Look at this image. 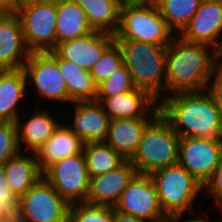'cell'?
<instances>
[{"label":"cell","instance_id":"cell-1","mask_svg":"<svg viewBox=\"0 0 222 222\" xmlns=\"http://www.w3.org/2000/svg\"><path fill=\"white\" fill-rule=\"evenodd\" d=\"M216 67L214 48L176 35L167 47L165 97L205 91Z\"/></svg>","mask_w":222,"mask_h":222},{"label":"cell","instance_id":"cell-2","mask_svg":"<svg viewBox=\"0 0 222 222\" xmlns=\"http://www.w3.org/2000/svg\"><path fill=\"white\" fill-rule=\"evenodd\" d=\"M159 107L180 138H222L220 113L206 91L173 94Z\"/></svg>","mask_w":222,"mask_h":222},{"label":"cell","instance_id":"cell-3","mask_svg":"<svg viewBox=\"0 0 222 222\" xmlns=\"http://www.w3.org/2000/svg\"><path fill=\"white\" fill-rule=\"evenodd\" d=\"M123 54V63L136 88L146 91L160 103L165 98V64L168 45L133 40H115Z\"/></svg>","mask_w":222,"mask_h":222},{"label":"cell","instance_id":"cell-4","mask_svg":"<svg viewBox=\"0 0 222 222\" xmlns=\"http://www.w3.org/2000/svg\"><path fill=\"white\" fill-rule=\"evenodd\" d=\"M180 136L161 113L146 127L136 153L129 160L139 174L150 175L178 164Z\"/></svg>","mask_w":222,"mask_h":222},{"label":"cell","instance_id":"cell-5","mask_svg":"<svg viewBox=\"0 0 222 222\" xmlns=\"http://www.w3.org/2000/svg\"><path fill=\"white\" fill-rule=\"evenodd\" d=\"M154 182L160 207L166 216L193 214V204L203 185L179 164L159 169L150 174Z\"/></svg>","mask_w":222,"mask_h":222},{"label":"cell","instance_id":"cell-6","mask_svg":"<svg viewBox=\"0 0 222 222\" xmlns=\"http://www.w3.org/2000/svg\"><path fill=\"white\" fill-rule=\"evenodd\" d=\"M176 35L162 18L159 8L122 3L115 40H133L169 45Z\"/></svg>","mask_w":222,"mask_h":222},{"label":"cell","instance_id":"cell-7","mask_svg":"<svg viewBox=\"0 0 222 222\" xmlns=\"http://www.w3.org/2000/svg\"><path fill=\"white\" fill-rule=\"evenodd\" d=\"M15 13L31 52H50L56 48L57 0L30 3Z\"/></svg>","mask_w":222,"mask_h":222},{"label":"cell","instance_id":"cell-8","mask_svg":"<svg viewBox=\"0 0 222 222\" xmlns=\"http://www.w3.org/2000/svg\"><path fill=\"white\" fill-rule=\"evenodd\" d=\"M70 205L42 177L18 199L19 222H68Z\"/></svg>","mask_w":222,"mask_h":222},{"label":"cell","instance_id":"cell-9","mask_svg":"<svg viewBox=\"0 0 222 222\" xmlns=\"http://www.w3.org/2000/svg\"><path fill=\"white\" fill-rule=\"evenodd\" d=\"M42 173L70 206L86 202L90 177L83 151L53 162Z\"/></svg>","mask_w":222,"mask_h":222},{"label":"cell","instance_id":"cell-10","mask_svg":"<svg viewBox=\"0 0 222 222\" xmlns=\"http://www.w3.org/2000/svg\"><path fill=\"white\" fill-rule=\"evenodd\" d=\"M23 70L27 86L33 84L41 99L69 103L68 90L59 70L58 55L54 51L32 52Z\"/></svg>","mask_w":222,"mask_h":222},{"label":"cell","instance_id":"cell-11","mask_svg":"<svg viewBox=\"0 0 222 222\" xmlns=\"http://www.w3.org/2000/svg\"><path fill=\"white\" fill-rule=\"evenodd\" d=\"M178 164L204 186L222 164V138H180Z\"/></svg>","mask_w":222,"mask_h":222},{"label":"cell","instance_id":"cell-12","mask_svg":"<svg viewBox=\"0 0 222 222\" xmlns=\"http://www.w3.org/2000/svg\"><path fill=\"white\" fill-rule=\"evenodd\" d=\"M113 208L145 222H159L167 217L160 207L154 182L147 174L137 173Z\"/></svg>","mask_w":222,"mask_h":222},{"label":"cell","instance_id":"cell-13","mask_svg":"<svg viewBox=\"0 0 222 222\" xmlns=\"http://www.w3.org/2000/svg\"><path fill=\"white\" fill-rule=\"evenodd\" d=\"M114 42L115 35L94 30L74 40L59 43L53 51L61 59L90 71Z\"/></svg>","mask_w":222,"mask_h":222},{"label":"cell","instance_id":"cell-14","mask_svg":"<svg viewBox=\"0 0 222 222\" xmlns=\"http://www.w3.org/2000/svg\"><path fill=\"white\" fill-rule=\"evenodd\" d=\"M31 53L18 15L15 11L5 10L0 15V70L23 68Z\"/></svg>","mask_w":222,"mask_h":222},{"label":"cell","instance_id":"cell-15","mask_svg":"<svg viewBox=\"0 0 222 222\" xmlns=\"http://www.w3.org/2000/svg\"><path fill=\"white\" fill-rule=\"evenodd\" d=\"M178 36L187 42L204 43L215 48L222 36V0H202Z\"/></svg>","mask_w":222,"mask_h":222},{"label":"cell","instance_id":"cell-16","mask_svg":"<svg viewBox=\"0 0 222 222\" xmlns=\"http://www.w3.org/2000/svg\"><path fill=\"white\" fill-rule=\"evenodd\" d=\"M110 119L156 118L159 103L146 91L134 89L111 97H96Z\"/></svg>","mask_w":222,"mask_h":222},{"label":"cell","instance_id":"cell-17","mask_svg":"<svg viewBox=\"0 0 222 222\" xmlns=\"http://www.w3.org/2000/svg\"><path fill=\"white\" fill-rule=\"evenodd\" d=\"M136 174L135 167L129 160H125L108 173L90 177L89 192L85 203L113 207Z\"/></svg>","mask_w":222,"mask_h":222},{"label":"cell","instance_id":"cell-18","mask_svg":"<svg viewBox=\"0 0 222 222\" xmlns=\"http://www.w3.org/2000/svg\"><path fill=\"white\" fill-rule=\"evenodd\" d=\"M73 120L68 127L84 143L105 142L110 117L97 101L75 102ZM72 124V125H71Z\"/></svg>","mask_w":222,"mask_h":222},{"label":"cell","instance_id":"cell-19","mask_svg":"<svg viewBox=\"0 0 222 222\" xmlns=\"http://www.w3.org/2000/svg\"><path fill=\"white\" fill-rule=\"evenodd\" d=\"M37 109L33 110L34 114L27 118L26 121H22L19 117L15 122L20 151L36 153L52 137L55 130L62 123L58 122L57 118L51 116L47 109ZM24 144L25 146H22Z\"/></svg>","mask_w":222,"mask_h":222},{"label":"cell","instance_id":"cell-20","mask_svg":"<svg viewBox=\"0 0 222 222\" xmlns=\"http://www.w3.org/2000/svg\"><path fill=\"white\" fill-rule=\"evenodd\" d=\"M155 118L111 119L106 143L125 160H130L142 139L146 127Z\"/></svg>","mask_w":222,"mask_h":222},{"label":"cell","instance_id":"cell-21","mask_svg":"<svg viewBox=\"0 0 222 222\" xmlns=\"http://www.w3.org/2000/svg\"><path fill=\"white\" fill-rule=\"evenodd\" d=\"M27 90L23 68L0 70V122H16L21 117L18 108Z\"/></svg>","mask_w":222,"mask_h":222},{"label":"cell","instance_id":"cell-22","mask_svg":"<svg viewBox=\"0 0 222 222\" xmlns=\"http://www.w3.org/2000/svg\"><path fill=\"white\" fill-rule=\"evenodd\" d=\"M3 166L8 184L18 199L43 177L35 153L20 151Z\"/></svg>","mask_w":222,"mask_h":222},{"label":"cell","instance_id":"cell-23","mask_svg":"<svg viewBox=\"0 0 222 222\" xmlns=\"http://www.w3.org/2000/svg\"><path fill=\"white\" fill-rule=\"evenodd\" d=\"M84 143L71 131L68 124L61 123L52 137L35 153L40 169L43 171L53 162L68 156L80 154Z\"/></svg>","mask_w":222,"mask_h":222},{"label":"cell","instance_id":"cell-24","mask_svg":"<svg viewBox=\"0 0 222 222\" xmlns=\"http://www.w3.org/2000/svg\"><path fill=\"white\" fill-rule=\"evenodd\" d=\"M93 31L79 4L72 0H57L56 46Z\"/></svg>","mask_w":222,"mask_h":222},{"label":"cell","instance_id":"cell-25","mask_svg":"<svg viewBox=\"0 0 222 222\" xmlns=\"http://www.w3.org/2000/svg\"><path fill=\"white\" fill-rule=\"evenodd\" d=\"M58 65L68 90L69 103L95 101L97 85L90 71L73 62L61 59L59 56Z\"/></svg>","mask_w":222,"mask_h":222},{"label":"cell","instance_id":"cell-26","mask_svg":"<svg viewBox=\"0 0 222 222\" xmlns=\"http://www.w3.org/2000/svg\"><path fill=\"white\" fill-rule=\"evenodd\" d=\"M85 11L93 30L115 35L120 25L119 0H72Z\"/></svg>","mask_w":222,"mask_h":222},{"label":"cell","instance_id":"cell-27","mask_svg":"<svg viewBox=\"0 0 222 222\" xmlns=\"http://www.w3.org/2000/svg\"><path fill=\"white\" fill-rule=\"evenodd\" d=\"M89 177H96L120 166L125 159L106 142H90L83 146Z\"/></svg>","mask_w":222,"mask_h":222},{"label":"cell","instance_id":"cell-28","mask_svg":"<svg viewBox=\"0 0 222 222\" xmlns=\"http://www.w3.org/2000/svg\"><path fill=\"white\" fill-rule=\"evenodd\" d=\"M202 0H162L159 10L168 27L179 35L197 12Z\"/></svg>","mask_w":222,"mask_h":222},{"label":"cell","instance_id":"cell-29","mask_svg":"<svg viewBox=\"0 0 222 222\" xmlns=\"http://www.w3.org/2000/svg\"><path fill=\"white\" fill-rule=\"evenodd\" d=\"M123 63V54L120 46L115 41L93 65L90 74L98 86L114 73Z\"/></svg>","mask_w":222,"mask_h":222},{"label":"cell","instance_id":"cell-30","mask_svg":"<svg viewBox=\"0 0 222 222\" xmlns=\"http://www.w3.org/2000/svg\"><path fill=\"white\" fill-rule=\"evenodd\" d=\"M136 89L129 70L123 64L105 81L97 86L96 97H111Z\"/></svg>","mask_w":222,"mask_h":222},{"label":"cell","instance_id":"cell-31","mask_svg":"<svg viewBox=\"0 0 222 222\" xmlns=\"http://www.w3.org/2000/svg\"><path fill=\"white\" fill-rule=\"evenodd\" d=\"M68 222H113V207L74 204L70 206Z\"/></svg>","mask_w":222,"mask_h":222},{"label":"cell","instance_id":"cell-32","mask_svg":"<svg viewBox=\"0 0 222 222\" xmlns=\"http://www.w3.org/2000/svg\"><path fill=\"white\" fill-rule=\"evenodd\" d=\"M20 152L15 122H0V164Z\"/></svg>","mask_w":222,"mask_h":222},{"label":"cell","instance_id":"cell-33","mask_svg":"<svg viewBox=\"0 0 222 222\" xmlns=\"http://www.w3.org/2000/svg\"><path fill=\"white\" fill-rule=\"evenodd\" d=\"M0 202L1 206L15 217L18 211V198L8 184L3 164H0Z\"/></svg>","mask_w":222,"mask_h":222},{"label":"cell","instance_id":"cell-34","mask_svg":"<svg viewBox=\"0 0 222 222\" xmlns=\"http://www.w3.org/2000/svg\"><path fill=\"white\" fill-rule=\"evenodd\" d=\"M220 113L222 120V67L216 66L205 90Z\"/></svg>","mask_w":222,"mask_h":222},{"label":"cell","instance_id":"cell-35","mask_svg":"<svg viewBox=\"0 0 222 222\" xmlns=\"http://www.w3.org/2000/svg\"><path fill=\"white\" fill-rule=\"evenodd\" d=\"M203 191L215 198L217 209L222 208V164L214 171L211 178L204 184Z\"/></svg>","mask_w":222,"mask_h":222},{"label":"cell","instance_id":"cell-36","mask_svg":"<svg viewBox=\"0 0 222 222\" xmlns=\"http://www.w3.org/2000/svg\"><path fill=\"white\" fill-rule=\"evenodd\" d=\"M162 0H124L122 3L133 6H148L158 8Z\"/></svg>","mask_w":222,"mask_h":222},{"label":"cell","instance_id":"cell-37","mask_svg":"<svg viewBox=\"0 0 222 222\" xmlns=\"http://www.w3.org/2000/svg\"><path fill=\"white\" fill-rule=\"evenodd\" d=\"M113 222H145L142 219L124 213H119L113 208Z\"/></svg>","mask_w":222,"mask_h":222},{"label":"cell","instance_id":"cell-38","mask_svg":"<svg viewBox=\"0 0 222 222\" xmlns=\"http://www.w3.org/2000/svg\"><path fill=\"white\" fill-rule=\"evenodd\" d=\"M43 0H9V11H15L20 7Z\"/></svg>","mask_w":222,"mask_h":222},{"label":"cell","instance_id":"cell-39","mask_svg":"<svg viewBox=\"0 0 222 222\" xmlns=\"http://www.w3.org/2000/svg\"><path fill=\"white\" fill-rule=\"evenodd\" d=\"M214 53L216 66L222 67V36L220 37L218 45L214 48Z\"/></svg>","mask_w":222,"mask_h":222},{"label":"cell","instance_id":"cell-40","mask_svg":"<svg viewBox=\"0 0 222 222\" xmlns=\"http://www.w3.org/2000/svg\"><path fill=\"white\" fill-rule=\"evenodd\" d=\"M185 214H179V215H176V216H174L179 222H212L211 220H208V218L206 219L204 216L202 217V216H200V217H197V218H189L188 220L186 219V220H184V221H182L183 219V216H184Z\"/></svg>","mask_w":222,"mask_h":222},{"label":"cell","instance_id":"cell-41","mask_svg":"<svg viewBox=\"0 0 222 222\" xmlns=\"http://www.w3.org/2000/svg\"><path fill=\"white\" fill-rule=\"evenodd\" d=\"M13 218L14 217L4 207L1 206L0 202V222H8Z\"/></svg>","mask_w":222,"mask_h":222},{"label":"cell","instance_id":"cell-42","mask_svg":"<svg viewBox=\"0 0 222 222\" xmlns=\"http://www.w3.org/2000/svg\"><path fill=\"white\" fill-rule=\"evenodd\" d=\"M159 222H179L174 216H167Z\"/></svg>","mask_w":222,"mask_h":222},{"label":"cell","instance_id":"cell-43","mask_svg":"<svg viewBox=\"0 0 222 222\" xmlns=\"http://www.w3.org/2000/svg\"><path fill=\"white\" fill-rule=\"evenodd\" d=\"M0 7L9 11V0H0Z\"/></svg>","mask_w":222,"mask_h":222},{"label":"cell","instance_id":"cell-44","mask_svg":"<svg viewBox=\"0 0 222 222\" xmlns=\"http://www.w3.org/2000/svg\"><path fill=\"white\" fill-rule=\"evenodd\" d=\"M5 11L4 8L0 7V15Z\"/></svg>","mask_w":222,"mask_h":222},{"label":"cell","instance_id":"cell-45","mask_svg":"<svg viewBox=\"0 0 222 222\" xmlns=\"http://www.w3.org/2000/svg\"><path fill=\"white\" fill-rule=\"evenodd\" d=\"M8 222H19V221H17L15 218H13L12 220H10Z\"/></svg>","mask_w":222,"mask_h":222}]
</instances>
